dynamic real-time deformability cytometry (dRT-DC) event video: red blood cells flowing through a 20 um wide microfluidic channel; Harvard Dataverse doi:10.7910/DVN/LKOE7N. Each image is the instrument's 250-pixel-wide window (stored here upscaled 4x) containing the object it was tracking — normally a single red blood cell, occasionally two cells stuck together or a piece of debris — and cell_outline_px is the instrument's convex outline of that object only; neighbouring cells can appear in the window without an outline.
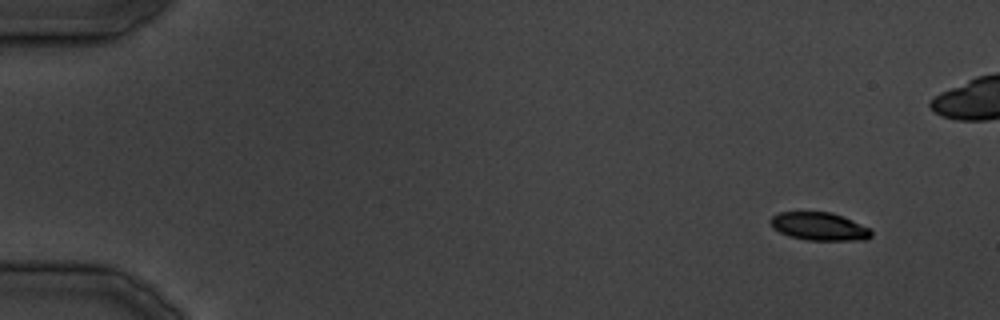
{"species": "common noctule bat (a hibernating species)", "species_latin": "Nyctalus noctula", "temperature_condition": "cold", "stored_images_in_passage": 36, "camera_frame_rate_fps": 3000, "um_per_image_px": 0.085, "animal": {"sex": "male", "body_mass_g": 19.5, "forearm_length_mm": 54.6}, "frame": {"image": 1, "passage_image": 1, "time_ms": 0.0, "image_size_px": [1000, 320], "cell_outline_px": [[872, 236], [868, 240], [808, 240], [788, 236], [772, 228], [768, 220], [772, 216], [780, 212], [832, 212], [872, 228]], "centroid_in_image_um": [69.65, 19.25], "position_along_channel_um": 15.3, "area_um2": 16.7}}
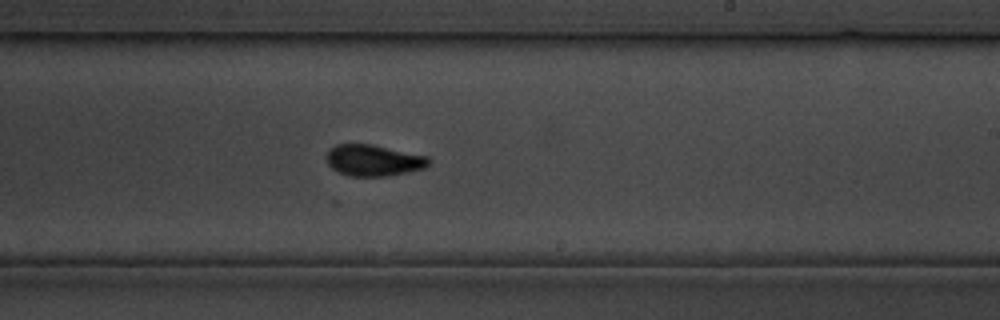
{"frame": {"image": 2, "passage_image": 21, "time_ms": 24.333, "image_size_px": [1000, 320], "cell_outline_px": [[432, 160], [424, 168], [408, 172], [384, 176], [348, 176], [332, 168], [328, 164], [328, 148], [336, 144], [372, 144], [428, 156]], "centroid_in_image_um": [31.76, 13.62], "position_along_channel_um": 257.2, "area_um2": 18.61}}